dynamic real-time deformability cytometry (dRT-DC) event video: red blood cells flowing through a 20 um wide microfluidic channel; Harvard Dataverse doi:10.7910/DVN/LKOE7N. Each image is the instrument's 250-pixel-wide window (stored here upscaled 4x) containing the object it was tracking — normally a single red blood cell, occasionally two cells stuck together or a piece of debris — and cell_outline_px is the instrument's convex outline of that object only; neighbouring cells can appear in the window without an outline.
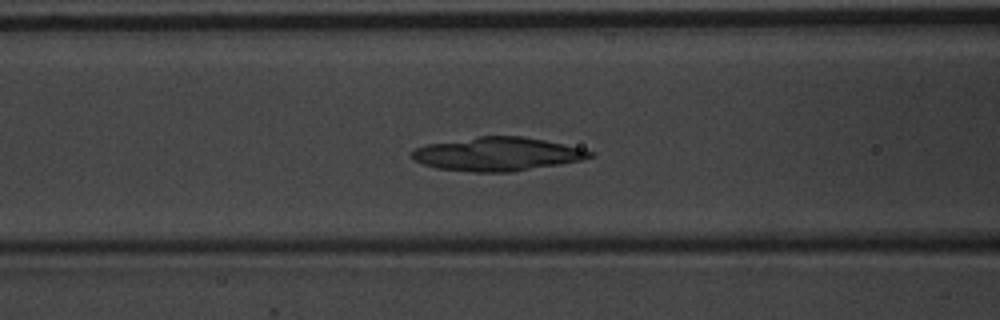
{"species": "common noctule bat (a hibernating species)", "species_latin": "Nyctalus noctula", "temperature_condition": "warm", "stored_images_in_passage": 43, "camera_frame_rate_fps": 3000, "um_per_image_px": 0.085, "animal": {"sex": "male", "body_mass_g": 20.1, "forearm_length_mm": 53.5}, "frame": {"image": 1, "passage_image": 10, "time_ms": 3.0, "image_size_px": [1000, 320], "cell_outline_px": [[596, 152], [592, 156], [580, 160], [508, 172], [476, 172], [436, 168], [412, 160], [408, 156], [416, 148], [428, 144], [476, 136], [520, 136], [544, 140], [564, 144]], "centroid_in_image_um": [42.21, 13.09], "position_along_channel_um": 124.4, "area_um2": 34.51}}
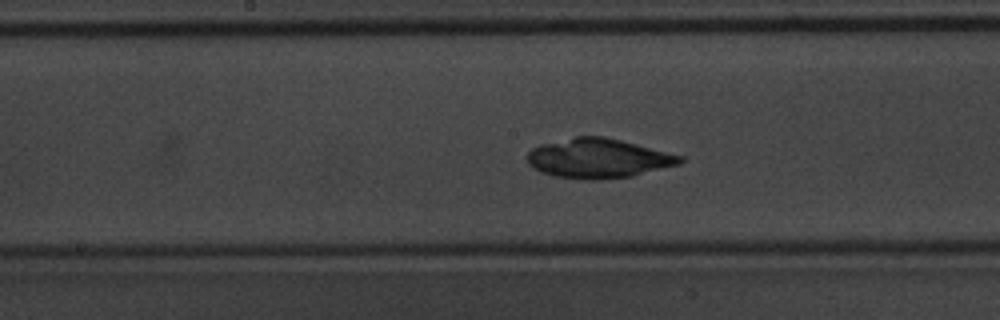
{"frame": {"image": 2, "passage_image": 16, "time_ms": 5.0, "image_size_px": [1000, 320], "cell_outline_px": [[684, 160], [680, 164], [632, 176], [600, 180], [584, 180], [552, 176], [540, 172], [532, 168], [528, 164], [528, 152], [532, 148], [540, 144], [576, 136], [604, 136], [684, 156]], "centroid_in_image_um": [50.83, 13.47], "position_along_channel_um": 197.4, "area_um2": 35.37}}
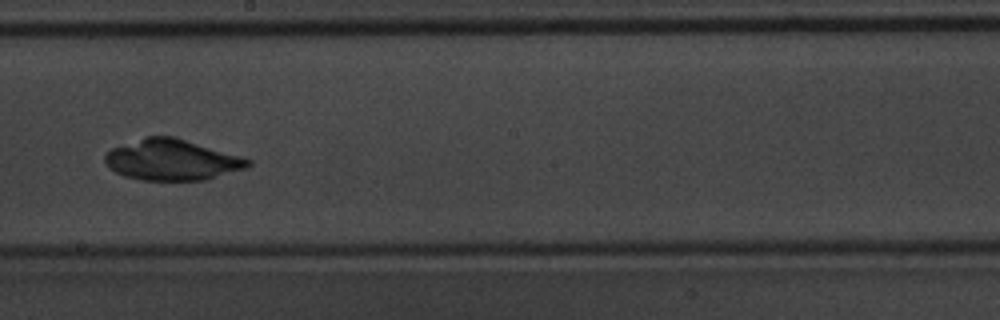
{"frame": {"image": 3, "passage_image": 19, "time_ms": 6.0, "image_size_px": [1000, 320], "cell_outline_px": [[252, 164], [244, 168], [208, 180], [140, 180], [124, 176], [116, 172], [104, 160], [104, 156], [112, 148], [144, 136], [172, 136], [240, 156], [252, 160]], "centroid_in_image_um": [14.61, 13.59], "position_along_channel_um": 233.6, "area_um2": 33.76}}